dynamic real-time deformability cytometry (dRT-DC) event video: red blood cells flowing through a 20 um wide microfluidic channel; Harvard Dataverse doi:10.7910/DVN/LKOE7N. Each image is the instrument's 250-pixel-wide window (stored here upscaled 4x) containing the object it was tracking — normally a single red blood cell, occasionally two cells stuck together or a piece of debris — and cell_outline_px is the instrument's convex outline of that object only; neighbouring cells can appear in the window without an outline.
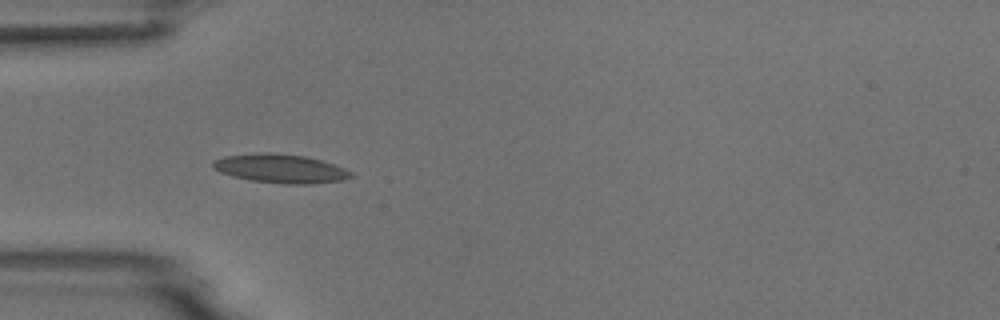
{"species": "common noctule bat (a hibernating species)", "species_latin": "Nyctalus noctula", "temperature_condition": "room temperature", "stored_images_in_passage": 2, "camera_frame_rate_fps": 3000, "um_per_image_px": 0.085, "animal": {"sex": "male", "body_mass_g": 18.8}, "frame": {"image": 1, "passage_image": 1, "time_ms": 0.0, "image_size_px": [1000, 320], "cell_outline_px": [[352, 176], [344, 180], [312, 184], [284, 184], [252, 180], [232, 176], [220, 172], [212, 168], [212, 160], [224, 156], [264, 152], [268, 152], [304, 156], [320, 160], [344, 168], [352, 172]], "centroid_in_image_um": [23.81, 14.33], "position_along_channel_um": 61.2, "area_um2": 23.12}}